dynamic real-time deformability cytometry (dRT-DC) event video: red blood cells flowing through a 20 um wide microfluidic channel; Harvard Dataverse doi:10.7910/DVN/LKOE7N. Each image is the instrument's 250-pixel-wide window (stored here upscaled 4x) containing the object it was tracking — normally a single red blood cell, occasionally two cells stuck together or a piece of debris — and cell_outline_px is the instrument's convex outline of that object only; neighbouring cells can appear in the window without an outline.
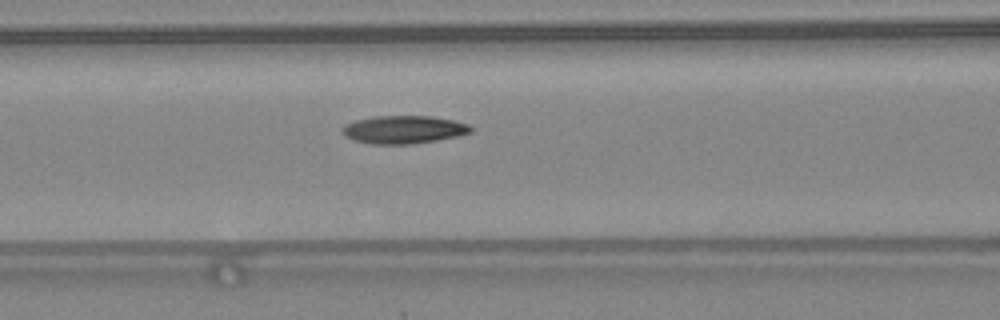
{"species": "common noctule bat (a hibernating species)", "species_latin": "Nyctalus noctula", "temperature_condition": "warm", "stored_images_in_passage": 48, "camera_frame_rate_fps": 3000, "um_per_image_px": 0.085, "animal": {"sex": "female", "body_mass_g": 24.6, "forearm_length_mm": 56.2}, "frame": {"image": 1, "passage_image": 21, "time_ms": 6.667, "image_size_px": [1000, 320], "cell_outline_px": [[472, 132], [456, 136], [436, 140], [412, 144], [372, 144], [352, 140], [340, 128], [344, 124], [356, 120], [376, 116], [432, 116], [452, 120], [468, 124], [472, 128]], "centroid_in_image_um": [34.3, 11.01], "position_along_channel_um": 132.3, "area_um2": 20.81}, "authors_computed_cell_mechanics": {"area_um2": 20.0566, "velocity_mm_per_s": 4.3608, "shape_relaxation_time_tau1_ms": null, "shape_relaxation_time_tau2_ms": 2.5966, "deformation_change_tau1": null, "deformation_change_tau2": 0.0788}}